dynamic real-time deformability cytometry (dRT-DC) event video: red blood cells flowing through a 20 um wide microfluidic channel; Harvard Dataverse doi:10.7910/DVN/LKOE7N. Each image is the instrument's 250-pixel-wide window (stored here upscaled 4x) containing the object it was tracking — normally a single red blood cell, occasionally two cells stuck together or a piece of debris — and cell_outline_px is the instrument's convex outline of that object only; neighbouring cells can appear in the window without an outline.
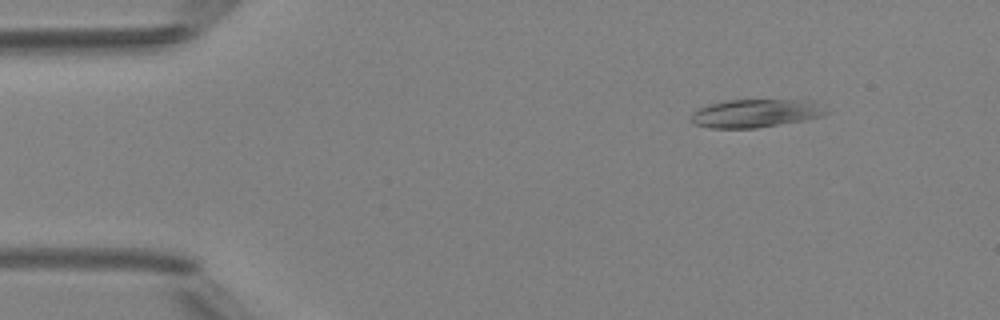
{"species": "Egyptian fruit bat (a non-hibernating species)", "species_latin": "Rousettus aegyptiacus", "temperature_condition": "room temperature", "stored_images_in_passage": 48, "camera_frame_rate_fps": 3000, "um_per_image_px": 0.085, "animal": {"sex": "female"}, "frame": {"image": 1, "passage_image": 6, "time_ms": 1.667, "image_size_px": [1000, 320], "cell_outline_px": [[828, 112], [824, 116], [804, 120], [756, 128], [712, 128], [692, 124], [692, 112], [696, 108], [708, 104], [728, 100], [808, 100], [820, 104]], "centroid_in_image_um": [64.2, 9.63], "position_along_channel_um": 20.8, "area_um2": 22.25}}
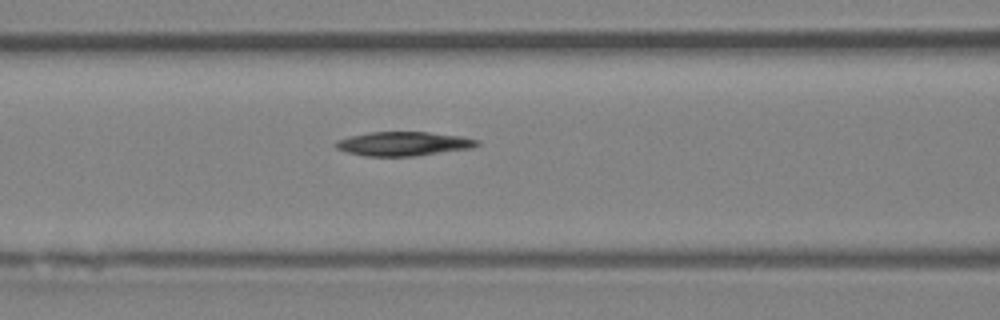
{"frame": {"image": 2, "passage_image": 20, "time_ms": 6.333, "image_size_px": [1000, 320], "cell_outline_px": [[480, 144], [472, 148], [412, 156], [364, 156], [348, 152], [336, 148], [332, 144], [336, 140], [348, 136], [368, 132], [428, 132], [460, 136], [480, 140]], "centroid_in_image_um": [34.25, 12.21], "position_along_channel_um": 132.4, "area_um2": 19.88}}
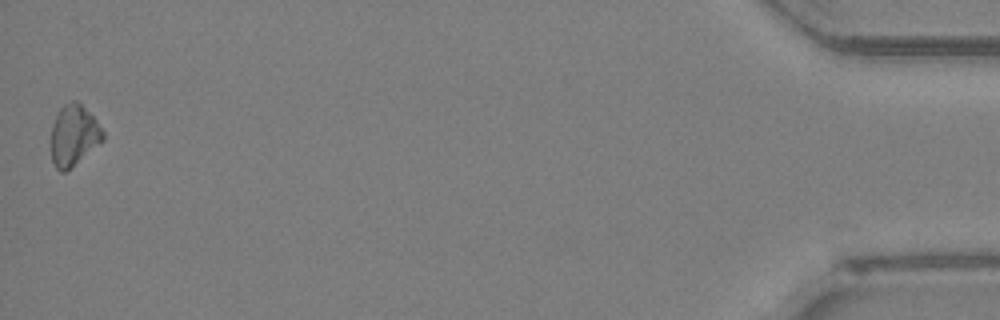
{"frame": {"image": 3, "passage_image": 48, "time_ms": 15.667, "image_size_px": [1000, 320], "cell_outline_px": [[104, 140], [64, 172], [60, 172], [56, 168], [52, 160], [52, 124], [60, 108], [64, 104], [72, 100], [76, 100], [96, 120], [104, 132]], "centroid_in_image_um": [6.27, 11.49], "position_along_channel_um": 428.9, "area_um2": 17.98}, "authors_computed_cell_mechanics": {"area_um2": 19.7965, "velocity_mm_per_s": 4.2135, "shape_relaxation_time_tau1_ms": 4.9093, "shape_relaxation_time_tau2_ms": null, "deformation_change_tau1": 0.1015, "deformation_change_tau2": null}}